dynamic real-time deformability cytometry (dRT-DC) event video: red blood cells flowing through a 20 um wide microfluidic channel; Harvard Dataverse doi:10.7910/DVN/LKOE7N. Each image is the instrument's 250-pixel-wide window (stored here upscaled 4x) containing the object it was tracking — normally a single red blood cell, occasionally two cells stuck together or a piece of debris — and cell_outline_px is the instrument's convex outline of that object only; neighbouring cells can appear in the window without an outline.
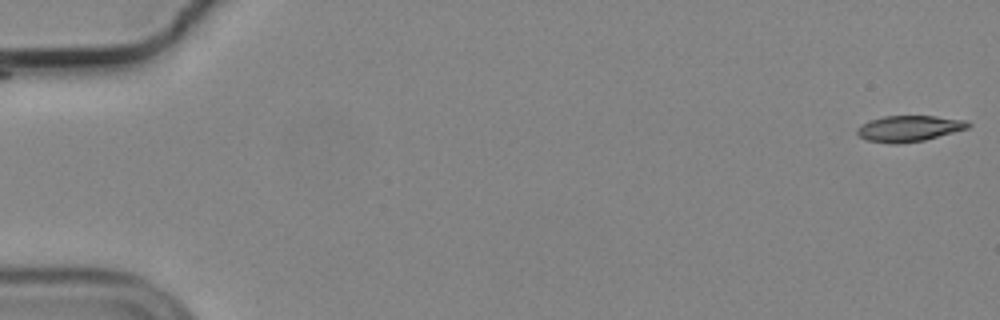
{"species": "common noctule bat (a hibernating species)", "species_latin": "Nyctalus noctula", "temperature_condition": "cold", "stored_images_in_passage": 43, "camera_frame_rate_fps": 3000, "um_per_image_px": 0.085, "animal": {"sex": "male", "body_mass_g": 19.2, "forearm_length_mm": 51.8}, "frame": {"image": 1, "passage_image": 1, "time_ms": 0.0, "image_size_px": [1000, 320], "cell_outline_px": [[964, 124], [960, 128], [932, 136], [916, 140], [876, 140], [868, 136], [880, 120], [896, 116], [924, 116]], "centroid_in_image_um": [77.46, 10.88], "position_along_channel_um": 7.5, "area_um2": 11.85}}
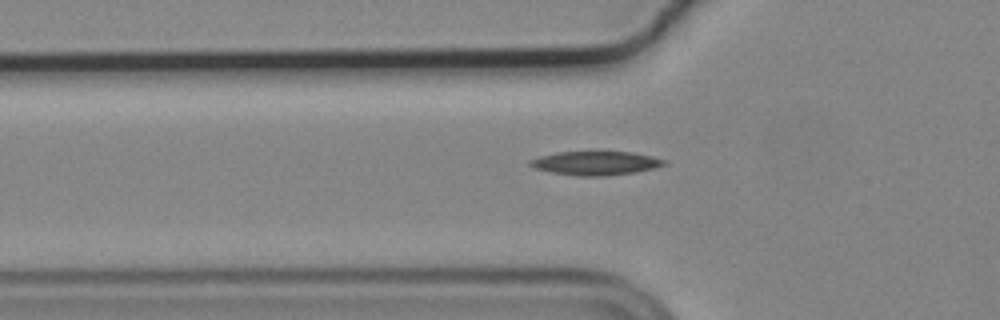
{"frame": {"image": 2, "passage_image": 19, "time_ms": 6.0, "image_size_px": [1000, 320], "cell_outline_px": [[656, 164], [640, 168], [616, 172], [568, 172], [548, 168], [536, 164], [556, 156], [576, 152], [616, 152], [656, 160]], "centroid_in_image_um": [50.7, 13.79], "position_along_channel_um": 75.1, "area_um2": 12.89}}
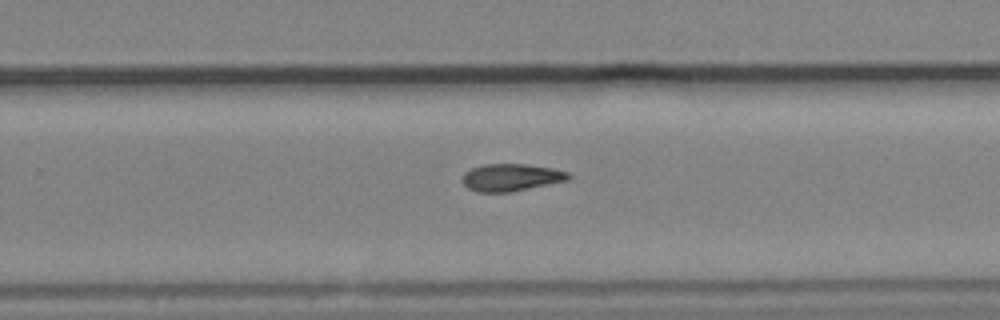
{"frame": {"image": 3, "passage_image": 36, "time_ms": 11.667, "image_size_px": [1000, 320], "cell_outline_px": [[564, 176], [552, 180], [516, 188], [476, 188], [468, 184], [468, 176], [472, 172], [480, 168], [540, 168], [560, 172]], "centroid_in_image_um": [43.38, 15.08], "position_along_channel_um": 286.4, "area_um2": 11.1}}